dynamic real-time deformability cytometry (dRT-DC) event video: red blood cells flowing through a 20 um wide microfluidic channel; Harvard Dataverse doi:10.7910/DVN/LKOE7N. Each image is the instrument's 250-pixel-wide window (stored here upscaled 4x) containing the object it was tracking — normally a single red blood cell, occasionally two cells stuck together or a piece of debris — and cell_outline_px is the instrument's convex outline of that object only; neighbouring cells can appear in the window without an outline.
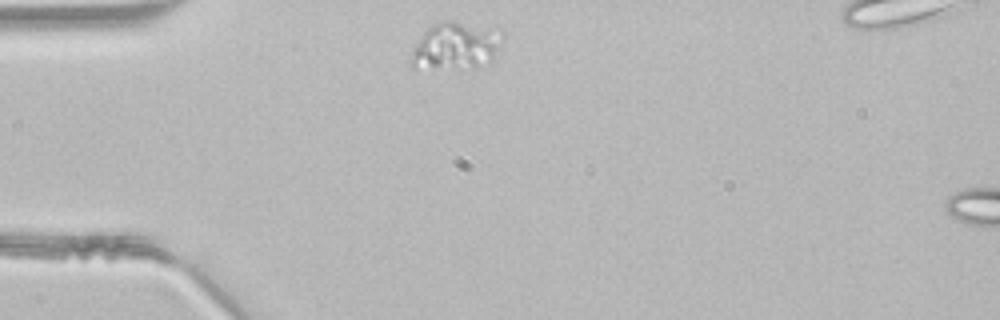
{"species": "common noctule bat (a hibernating species)", "species_latin": "Nyctalus noctula", "temperature_condition": "room temperature", "stored_images_in_passage": 21, "camera_frame_rate_fps": 3000, "um_per_image_px": 0.085, "animal": {"sex": "male", "body_mass_g": 21.5, "forearm_length_mm": 52.0}, "frame": {"image": 1, "passage_image": 1, "time_ms": 0.0, "image_size_px": [1000, 320], "cell_outline_px": [[504, 40], [492, 60], [476, 68], [412, 68], [408, 64], [408, 60], [416, 44], [424, 32], [432, 24], [440, 20], [452, 20], [504, 28]], "centroid_in_image_um": [38.79, 3.87], "position_along_channel_um": 46.2, "area_um2": 26.24}}
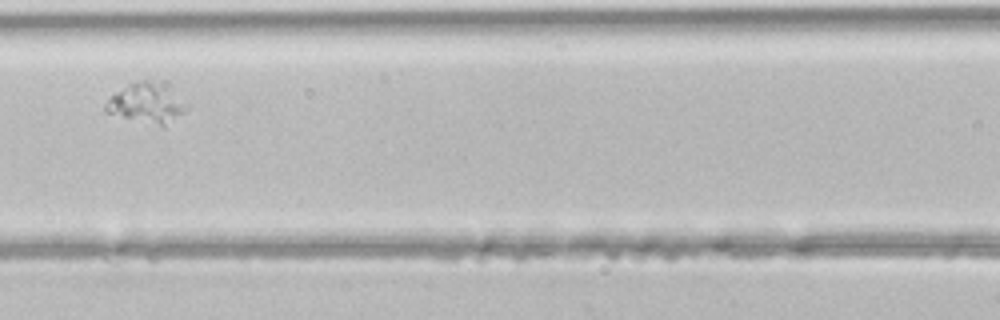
{"frame": {"image": 2, "passage_image": 10, "time_ms": 3.0, "image_size_px": [1000, 320], "cell_outline_px": [[188, 108], [184, 112], [164, 128], [104, 112], [104, 104], [108, 96], [128, 84], [140, 80], [148, 80], [188, 104]], "centroid_in_image_um": [12.36, 8.84], "position_along_channel_um": 154.2, "area_um2": 18.32}}
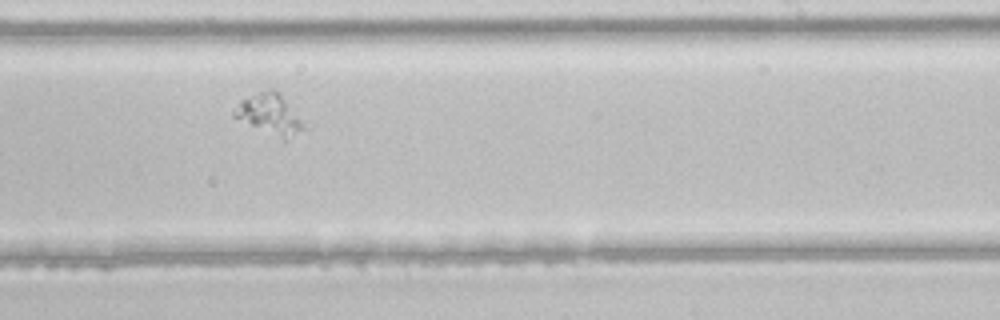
{"frame": {"image": 3, "passage_image": 18, "time_ms": 5.667, "image_size_px": [1000, 320], "cell_outline_px": [[308, 128], [288, 140], [284, 140], [232, 116], [232, 108], [240, 100], [260, 92], [272, 88], [276, 88], [280, 92]], "centroid_in_image_um": [22.95, 9.7], "position_along_channel_um": 266.1, "area_um2": 16.42}}